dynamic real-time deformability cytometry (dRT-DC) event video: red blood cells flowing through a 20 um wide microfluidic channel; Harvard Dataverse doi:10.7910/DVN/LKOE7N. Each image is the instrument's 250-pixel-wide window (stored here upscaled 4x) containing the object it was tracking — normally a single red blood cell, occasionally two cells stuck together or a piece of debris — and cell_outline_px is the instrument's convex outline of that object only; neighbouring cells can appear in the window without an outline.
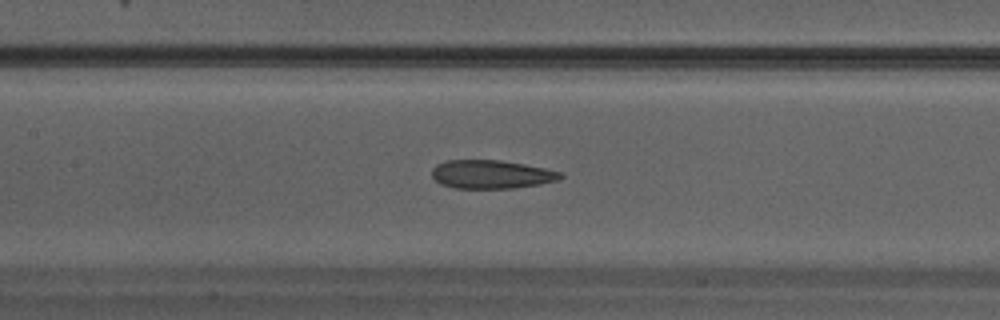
{"species": "Egyptian fruit bat (a non-hibernating species)", "species_latin": "Rousettus aegyptiacus", "temperature_condition": "warm", "stored_images_in_passage": 28, "camera_frame_rate_fps": 3000, "um_per_image_px": 0.085, "animal": {"sex": "male"}, "frame": {"image": 1, "passage_image": 16, "time_ms": 5.0, "image_size_px": [1000, 320], "cell_outline_px": [[564, 176], [556, 180], [540, 184], [512, 188], [452, 188], [440, 184], [432, 176], [432, 168], [436, 164], [448, 160], [500, 160], [524, 164], [564, 172]], "centroid_in_image_um": [41.75, 14.82], "position_along_channel_um": 165.6, "area_um2": 21.39}}